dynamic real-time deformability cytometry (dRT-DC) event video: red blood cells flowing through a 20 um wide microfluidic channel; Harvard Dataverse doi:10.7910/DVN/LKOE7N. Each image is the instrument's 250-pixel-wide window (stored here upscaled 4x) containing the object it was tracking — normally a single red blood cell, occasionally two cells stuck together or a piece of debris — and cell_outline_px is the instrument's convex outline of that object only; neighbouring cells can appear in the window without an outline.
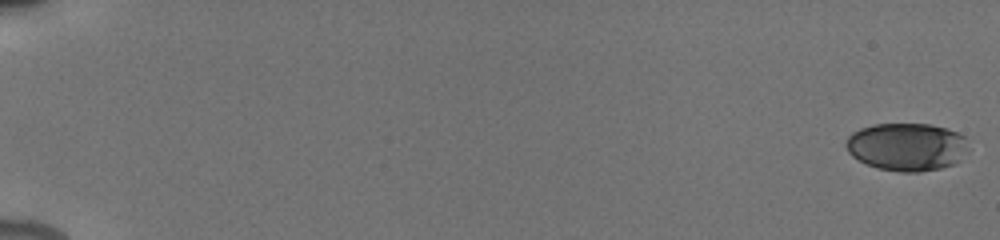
{"species": "human", "species_latin": "Homo sapiens", "temperature_condition": "cold", "stored_images_in_passage": 24, "camera_frame_rate_fps": 3000, "um_per_image_px": 0.085, "donor": {"sex": "male"}, "frame": {"image": 1, "passage_image": 1, "time_ms": 0.0, "image_size_px": [1000, 240], "cell_outline_px": [[972, 148], [960, 160], [952, 164], [940, 168], [920, 172], [900, 172], [876, 168], [852, 156], [848, 152], [844, 144], [848, 136], [852, 132], [860, 128], [872, 124], [932, 124], [948, 128], [964, 136]], "centroid_in_image_um": [77.11, 12.47], "position_along_channel_um": 7.9, "area_um2": 34.68}}
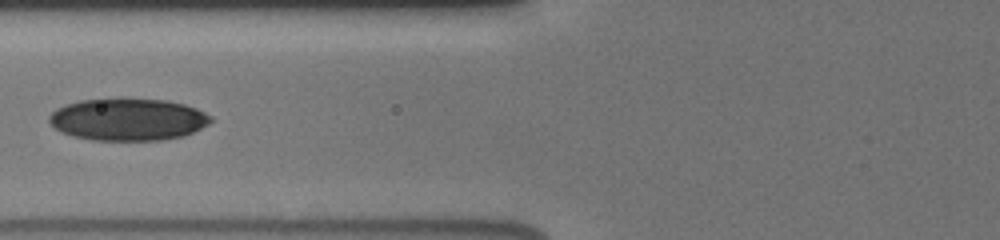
{"frame": {"image": 2, "passage_image": 16, "time_ms": 8.0, "image_size_px": [1000, 240], "cell_outline_px": [[212, 120], [208, 124], [184, 136], [160, 140], [92, 140], [72, 136], [56, 128], [48, 120], [48, 116], [56, 108], [80, 100], [120, 96], [128, 96], [168, 100], [184, 104], [196, 108], [212, 116]], "centroid_in_image_um": [10.88, 10.11], "position_along_channel_um": 114.9, "area_um2": 40.52}}
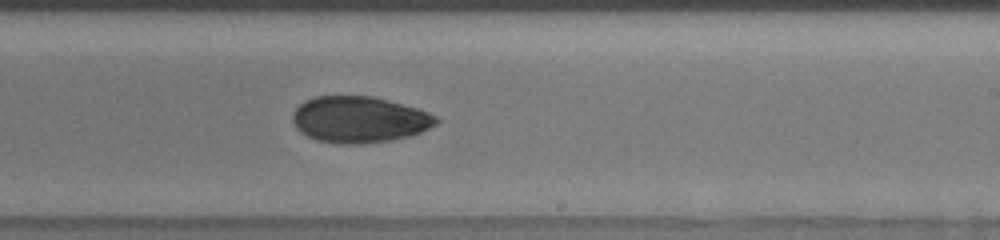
{"frame": {"image": 3, "passage_image": 24, "time_ms": 11.667, "image_size_px": [1000, 240], "cell_outline_px": [[440, 120], [436, 124], [412, 136], [392, 140], [360, 144], [344, 144], [316, 140], [300, 132], [296, 128], [292, 120], [292, 112], [304, 100], [316, 96], [372, 96], [388, 100], [416, 108], [428, 112], [436, 116]], "centroid_in_image_um": [30.52, 10.16], "position_along_channel_um": 258.5, "area_um2": 38.84}}